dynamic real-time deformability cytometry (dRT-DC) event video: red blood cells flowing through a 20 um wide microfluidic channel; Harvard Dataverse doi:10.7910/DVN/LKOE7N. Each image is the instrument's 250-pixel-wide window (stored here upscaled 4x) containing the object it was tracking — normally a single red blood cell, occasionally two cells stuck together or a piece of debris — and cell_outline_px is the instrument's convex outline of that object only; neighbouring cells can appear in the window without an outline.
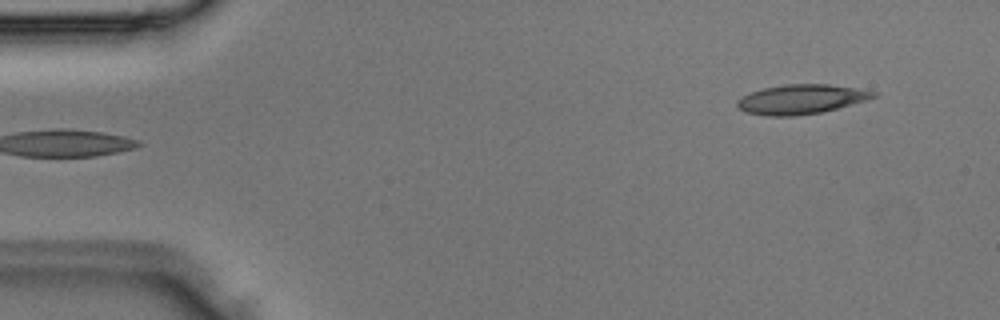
{"species": "Egyptian fruit bat (a non-hibernating species)", "species_latin": "Rousettus aegyptiacus", "temperature_condition": "room temperature", "stored_images_in_passage": 2, "camera_frame_rate_fps": 3000, "um_per_image_px": 0.085, "animal": {"sex": "male"}, "frame": {"image": 1, "passage_image": 2, "time_ms": 0.333, "image_size_px": [1000, 320], "cell_outline_px": [[876, 96], [864, 100], [836, 108], [820, 112], [792, 116], [768, 116], [744, 112], [736, 104], [736, 100], [740, 96], [764, 88], [784, 84], [828, 84], [860, 88], [876, 92]], "centroid_in_image_um": [68.04, 8.43], "position_along_channel_um": 17.0, "area_um2": 23.24}}